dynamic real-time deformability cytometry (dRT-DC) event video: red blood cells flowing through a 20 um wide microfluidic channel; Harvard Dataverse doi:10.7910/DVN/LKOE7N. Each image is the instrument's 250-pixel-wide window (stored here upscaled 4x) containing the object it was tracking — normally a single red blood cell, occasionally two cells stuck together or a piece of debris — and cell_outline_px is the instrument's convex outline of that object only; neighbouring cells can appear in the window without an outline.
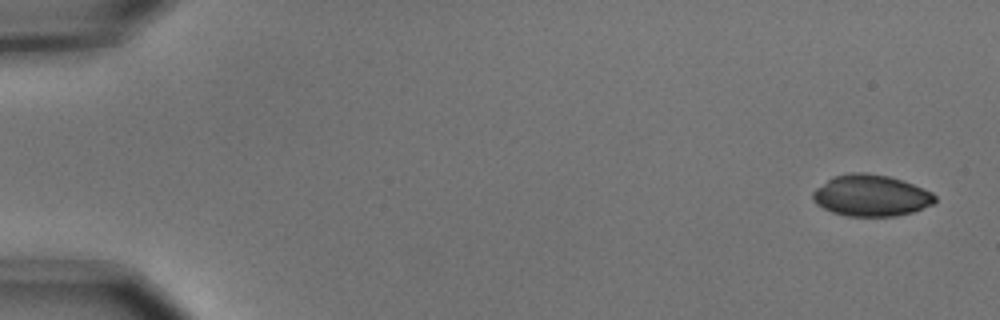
{"species": "common noctule bat (a hibernating species)", "species_latin": "Nyctalus noctula", "temperature_condition": "cold", "stored_images_in_passage": 4, "camera_frame_rate_fps": 3000, "um_per_image_px": 0.085, "animal": {"sex": "male", "body_mass_g": 15.6}, "frame": {"image": 1, "passage_image": 1, "time_ms": 0.0, "image_size_px": [1000, 320], "cell_outline_px": [[936, 200], [932, 204], [912, 212], [896, 216], [844, 216], [832, 212], [816, 204], [812, 200], [812, 192], [816, 188], [832, 176], [848, 172], [864, 172], [888, 176], [912, 184], [932, 192], [936, 196]], "centroid_in_image_um": [73.99, 16.62], "position_along_channel_um": 11.0, "area_um2": 29.54}}
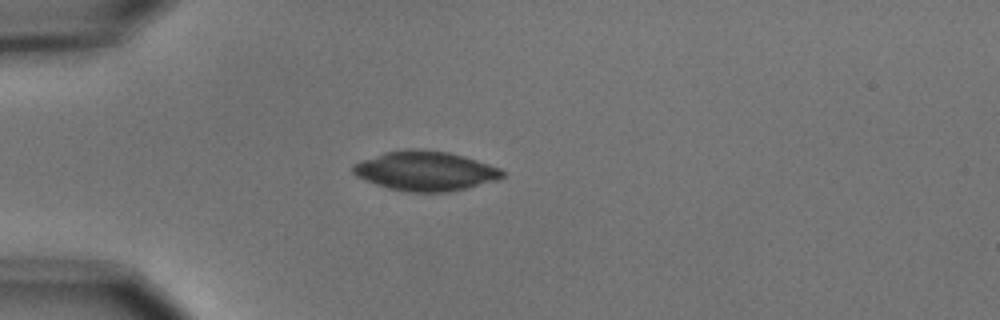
{"frame": {"image": 2, "passage_image": 4, "time_ms": 1.0, "image_size_px": [1000, 320], "cell_outline_px": [[504, 176], [500, 180], [468, 188], [448, 192], [408, 192], [388, 188], [376, 184], [356, 176], [352, 172], [352, 164], [360, 160], [384, 152], [408, 148], [416, 148], [448, 152], [464, 156], [500, 168], [504, 172]], "centroid_in_image_um": [36.15, 14.53], "position_along_channel_um": 48.8, "area_um2": 34.74}}